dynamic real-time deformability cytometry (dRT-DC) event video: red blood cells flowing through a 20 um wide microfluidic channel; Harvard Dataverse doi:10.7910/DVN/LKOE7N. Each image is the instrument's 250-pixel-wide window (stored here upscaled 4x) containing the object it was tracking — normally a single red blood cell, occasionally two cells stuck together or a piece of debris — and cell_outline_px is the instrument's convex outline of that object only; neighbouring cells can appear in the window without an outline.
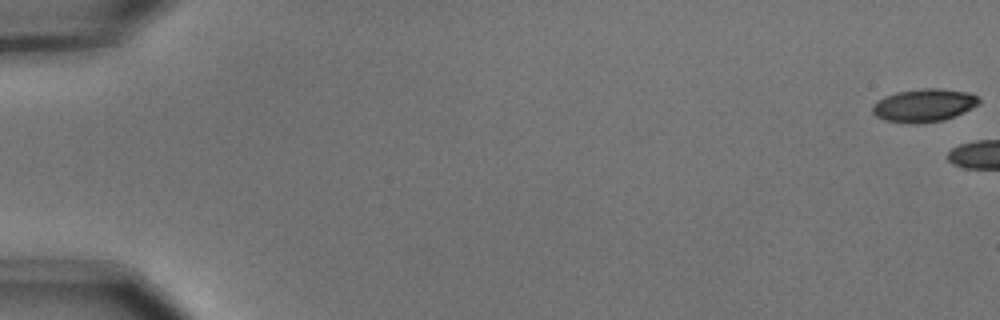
{"species": "common noctule bat (a hibernating species)", "species_latin": "Nyctalus noctula", "temperature_condition": "cold", "stored_images_in_passage": 2, "camera_frame_rate_fps": 3000, "um_per_image_px": 0.085, "animal": {"sex": "male", "body_mass_g": 15.6}, "frame": {"image": 1, "passage_image": 1, "time_ms": 0.0, "image_size_px": [1000, 320], "cell_outline_px": [[980, 104], [964, 112], [944, 120], [920, 124], [912, 124], [884, 120], [876, 116], [872, 112], [872, 104], [876, 100], [884, 96], [896, 92], [924, 88], [940, 88], [968, 92], [976, 96], [980, 100]], "centroid_in_image_um": [78.51, 8.96], "position_along_channel_um": 6.5, "area_um2": 20.75}}